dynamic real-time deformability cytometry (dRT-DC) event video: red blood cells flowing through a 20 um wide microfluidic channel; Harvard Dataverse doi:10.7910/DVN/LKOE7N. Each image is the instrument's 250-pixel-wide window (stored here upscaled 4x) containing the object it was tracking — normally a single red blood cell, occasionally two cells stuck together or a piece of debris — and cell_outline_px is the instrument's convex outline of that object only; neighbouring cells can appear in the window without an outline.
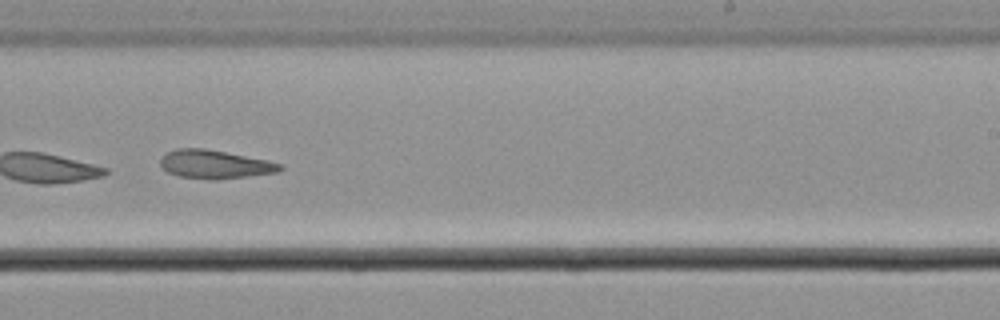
{"species": "common noctule bat (a hibernating species)", "species_latin": "Nyctalus noctula", "temperature_condition": "cold", "stored_images_in_passage": 11, "camera_frame_rate_fps": 3000, "um_per_image_px": 0.085, "animal": {"sex": "male", "body_mass_g": 21.5, "forearm_length_mm": 52.0}, "frame": {"image": 1, "passage_image": 10, "time_ms": 3.0, "image_size_px": [1000, 320], "cell_outline_px": [[284, 168], [280, 172], [212, 180], [208, 180], [180, 176], [168, 172], [160, 164], [160, 160], [168, 152], [176, 148], [204, 148], [268, 160], [284, 164]], "centroid_in_image_um": [18.31, 13.97], "position_along_channel_um": 270.7, "area_um2": 19.83}}
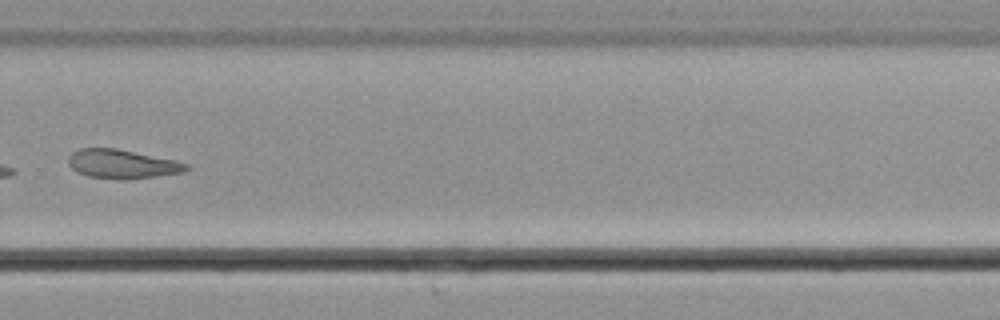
{"frame": {"image": 2, "passage_image": 11, "time_ms": 3.333, "image_size_px": [1000, 320], "cell_outline_px": [[192, 168], [184, 172], [128, 180], [124, 180], [88, 176], [76, 172], [68, 164], [68, 156], [72, 152], [80, 148], [116, 148], [176, 160], [188, 164]], "centroid_in_image_um": [10.4, 13.94], "position_along_channel_um": 319.4, "area_um2": 20.11}}